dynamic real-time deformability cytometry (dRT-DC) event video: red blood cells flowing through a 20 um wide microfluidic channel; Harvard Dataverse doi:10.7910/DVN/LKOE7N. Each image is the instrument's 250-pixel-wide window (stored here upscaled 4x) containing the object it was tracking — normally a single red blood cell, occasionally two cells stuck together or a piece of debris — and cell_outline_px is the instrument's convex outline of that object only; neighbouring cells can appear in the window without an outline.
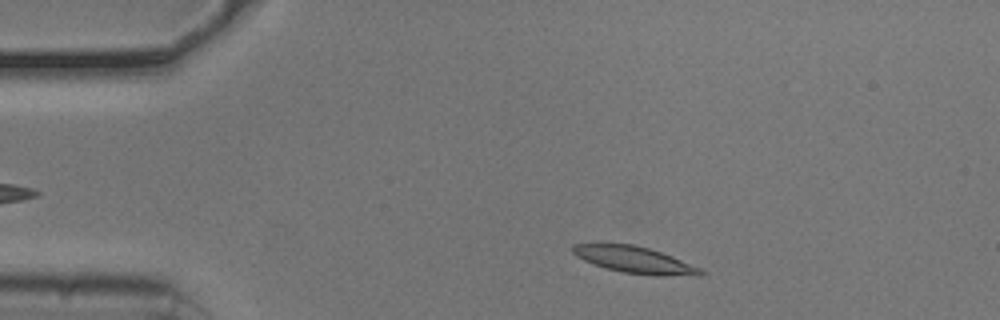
{"species": "common noctule bat (a hibernating species)", "species_latin": "Nyctalus noctula", "temperature_condition": "cold", "stored_images_in_passage": 50, "camera_frame_rate_fps": 3000, "um_per_image_px": 0.085, "animal": {"sex": "male", "body_mass_g": 20.5, "forearm_length_mm": 52.5}, "frame": {"image": 1, "passage_image": 5, "time_ms": 1.333, "image_size_px": [1000, 320], "cell_outline_px": [[708, 272], [704, 276], [696, 276], [624, 272], [604, 268], [584, 260], [576, 256], [572, 252], [572, 244], [632, 244], [648, 248], [672, 256], [700, 268]], "centroid_in_image_um": [53.95, 22.07], "position_along_channel_um": 31.1, "area_um2": 19.31}}
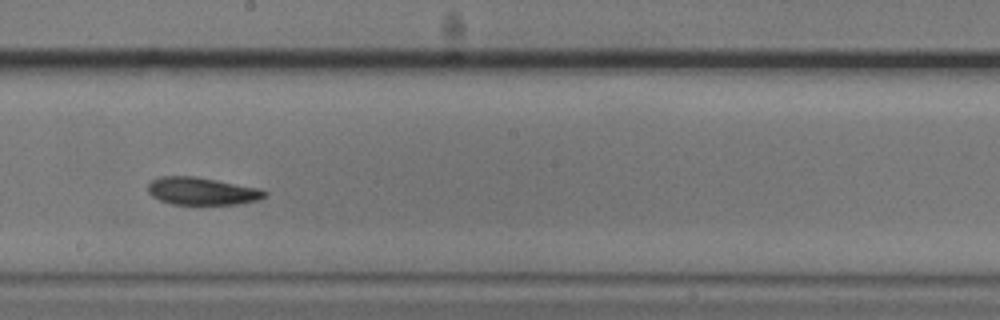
{"frame": {"image": 2, "passage_image": 25, "time_ms": 8.0, "image_size_px": [1000, 320], "cell_outline_px": [[268, 196], [260, 200], [236, 204], [172, 204], [160, 200], [152, 196], [148, 192], [148, 184], [152, 180], [160, 176], [192, 176], [216, 180], [260, 188], [268, 192]], "centroid_in_image_um": [17.2, 16.25], "position_along_channel_um": 231.0, "area_um2": 18.79}}
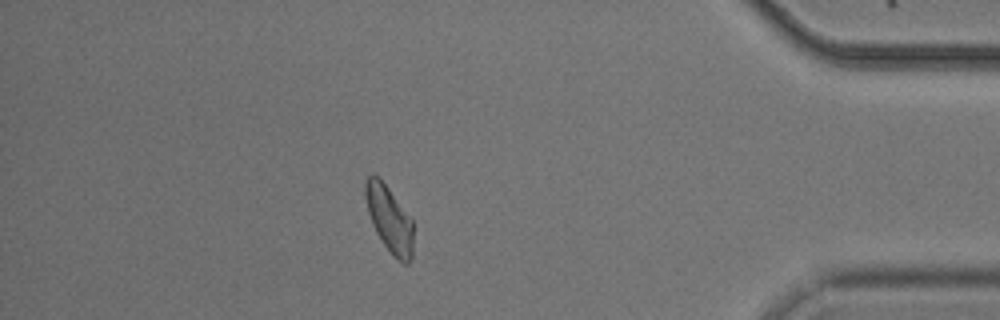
{"frame": {"image": 3, "passage_image": 42, "time_ms": 13.667, "image_size_px": [1000, 320], "cell_outline_px": [[412, 260], [408, 264], [404, 264], [396, 260], [392, 256], [376, 232], [372, 224], [368, 212], [364, 196], [364, 180], [372, 172], [388, 188], [412, 220]], "centroid_in_image_um": [33.07, 18.64], "position_along_channel_um": 402.1, "area_um2": 18.44}, "authors_computed_cell_mechanics": {"area_um2": 19.2474, "velocity_mm_per_s": 3.7354, "shape_relaxation_time_tau1_ms": 5.6445, "shape_relaxation_time_tau2_ms": 5.6457, "deformation_change_tau1": 0.1408, "deformation_change_tau2": 0.1108}}